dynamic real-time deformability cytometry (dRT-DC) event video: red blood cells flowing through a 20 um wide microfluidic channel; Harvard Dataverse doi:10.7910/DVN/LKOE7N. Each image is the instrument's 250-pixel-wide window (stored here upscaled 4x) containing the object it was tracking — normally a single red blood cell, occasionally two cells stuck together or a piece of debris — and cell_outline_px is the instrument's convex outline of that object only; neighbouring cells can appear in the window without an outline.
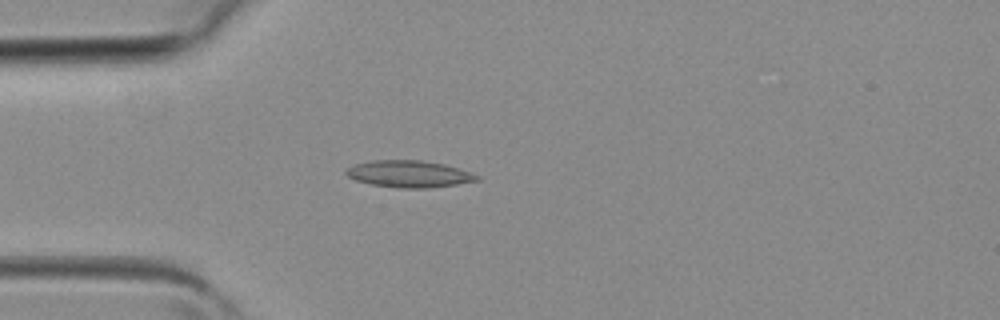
{"species": "common noctule bat (a hibernating species)", "species_latin": "Nyctalus noctula", "temperature_condition": "room temperature", "stored_images_in_passage": 3, "camera_frame_rate_fps": 3000, "um_per_image_px": 0.085, "animal": {"sex": "female", "body_mass_g": 19.3, "forearm_length_mm": 54.1}, "frame": {"image": 1, "passage_image": 3, "time_ms": 0.667, "image_size_px": [1000, 320], "cell_outline_px": [[480, 180], [432, 188], [396, 188], [372, 184], [356, 180], [348, 176], [344, 172], [348, 168], [356, 164], [372, 160], [420, 160], [444, 164], [480, 176]], "centroid_in_image_um": [34.76, 14.79], "position_along_channel_um": 50.2, "area_um2": 20.29}}